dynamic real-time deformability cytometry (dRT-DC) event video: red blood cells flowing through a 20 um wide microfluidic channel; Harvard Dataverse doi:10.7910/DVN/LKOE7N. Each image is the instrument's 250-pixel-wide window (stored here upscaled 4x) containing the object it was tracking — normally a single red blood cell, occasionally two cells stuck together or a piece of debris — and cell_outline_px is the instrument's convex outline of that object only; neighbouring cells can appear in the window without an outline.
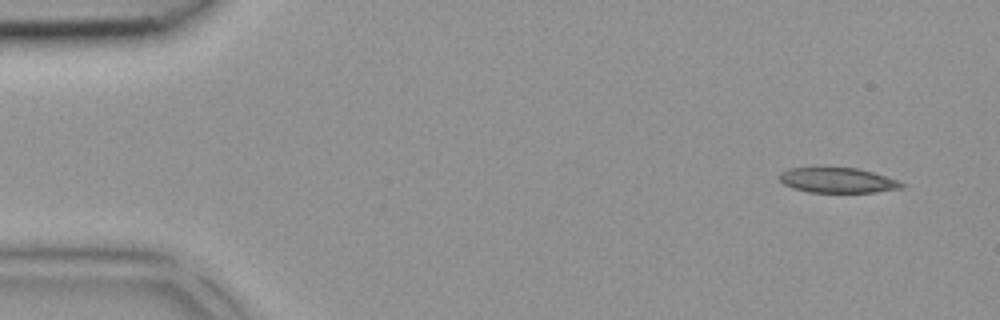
{"species": "common noctule bat (a hibernating species)", "species_latin": "Nyctalus noctula", "temperature_condition": "room temperature", "stored_images_in_passage": 41, "camera_frame_rate_fps": 3000, "um_per_image_px": 0.085, "animal": {"sex": "female", "body_mass_g": 18.4}, "frame": {"image": 1, "passage_image": 1, "time_ms": 0.0, "image_size_px": [1000, 320], "cell_outline_px": [[908, 184], [900, 188], [876, 192], [808, 192], [792, 188], [784, 184], [780, 180], [780, 172], [788, 168], [856, 168], [872, 172]], "centroid_in_image_um": [71.18, 15.33], "position_along_channel_um": 13.8, "area_um2": 17.69}}
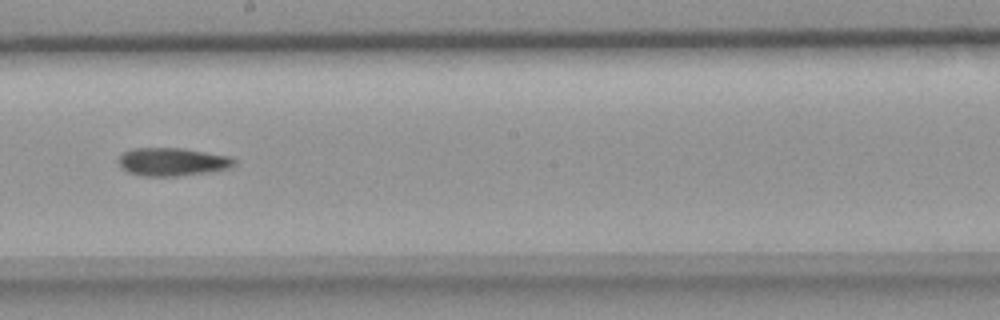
{"frame": {"image": 2, "passage_image": 22, "time_ms": 7.0, "image_size_px": [1000, 320], "cell_outline_px": [[236, 164], [232, 168], [212, 172], [176, 176], [144, 176], [128, 172], [120, 168], [116, 160], [124, 152], [132, 148], [184, 148], [232, 156], [236, 160]], "centroid_in_image_um": [14.69, 13.75], "position_along_channel_um": 233.5, "area_um2": 19.42}}
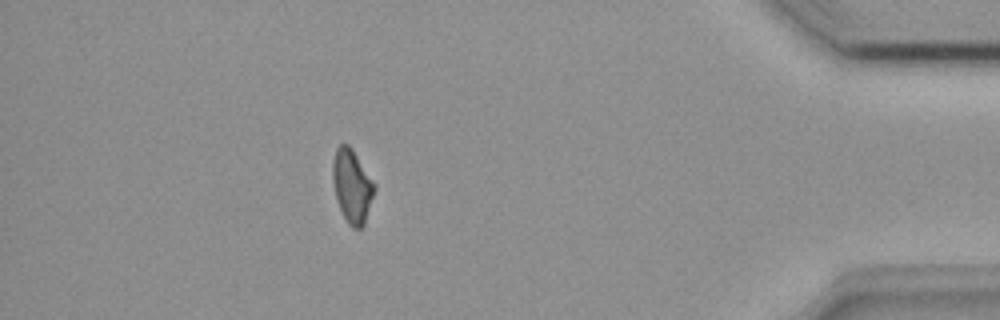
{"frame": {"image": 3, "passage_image": 36, "time_ms": 11.667, "image_size_px": [1000, 320], "cell_outline_px": [[376, 188], [364, 224], [360, 228], [352, 228], [348, 224], [340, 208], [336, 196], [332, 180], [332, 164], [336, 148], [340, 144], [348, 144], [352, 148], [376, 184]], "centroid_in_image_um": [29.93, 15.79], "position_along_channel_um": 405.3, "area_um2": 17.8}}